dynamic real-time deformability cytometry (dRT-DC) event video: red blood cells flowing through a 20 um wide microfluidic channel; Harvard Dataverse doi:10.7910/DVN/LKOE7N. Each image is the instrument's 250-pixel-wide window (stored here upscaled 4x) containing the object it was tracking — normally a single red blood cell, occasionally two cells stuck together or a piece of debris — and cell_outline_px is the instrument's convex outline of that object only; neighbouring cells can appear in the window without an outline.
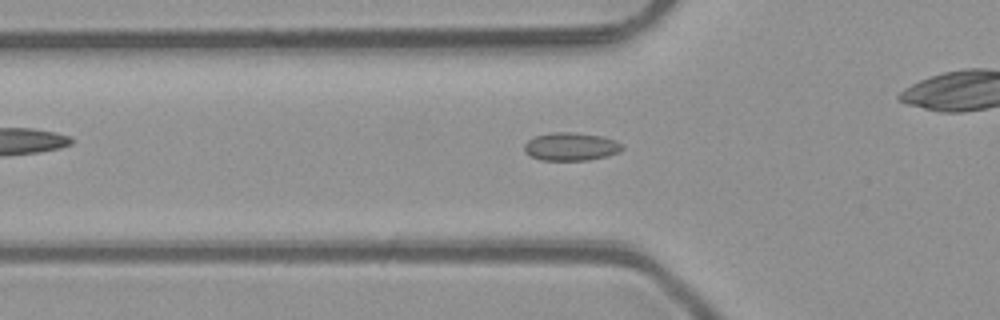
{"species": "common noctule bat (a hibernating species)", "species_latin": "Nyctalus noctula", "temperature_condition": "room temperature", "stored_images_in_passage": 40, "camera_frame_rate_fps": 3000, "um_per_image_px": 0.085, "animal": {"sex": "male", "body_mass_g": 23.1, "forearm_length_mm": 52.7}, "frame": {"image": 1, "passage_image": 15, "time_ms": 4.667, "image_size_px": [1000, 320], "cell_outline_px": [[624, 148], [620, 152], [608, 156], [588, 160], [540, 160], [524, 152], [524, 144], [528, 140], [536, 136], [552, 132], [572, 132], [600, 136], [616, 140], [624, 144]], "centroid_in_image_um": [48.56, 12.46], "position_along_channel_um": 77.2, "area_um2": 16.13}}
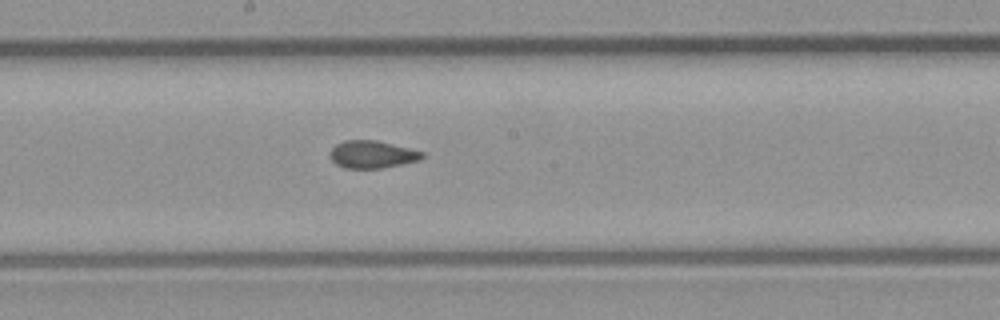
{"frame": {"image": 2, "passage_image": 25, "time_ms": 8.0, "image_size_px": [1000, 320], "cell_outline_px": [[424, 156], [420, 160], [384, 168], [344, 168], [336, 164], [332, 160], [332, 148], [336, 144], [344, 140], [376, 140], [424, 152]], "centroid_in_image_um": [31.65, 13.13], "position_along_channel_um": 216.5, "area_um2": 14.62}}
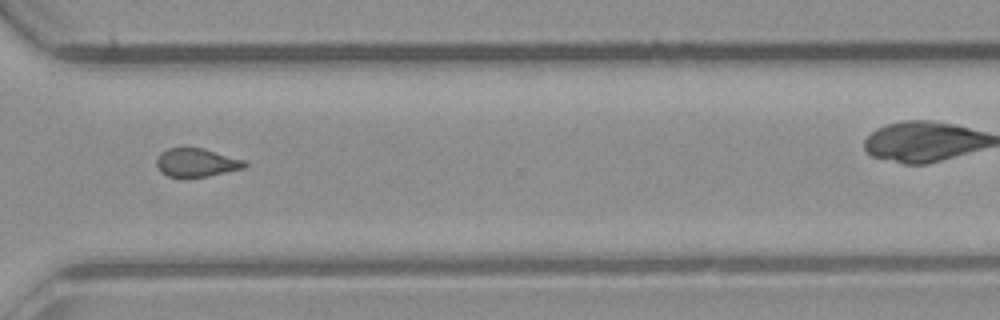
{"frame": {"image": 3, "passage_image": 35, "time_ms": 11.333, "image_size_px": [1000, 320], "cell_outline_px": [[248, 164], [244, 168], [208, 176], [168, 176], [160, 172], [156, 164], [156, 160], [168, 148], [204, 148], [244, 160]], "centroid_in_image_um": [16.72, 13.81], "position_along_channel_um": 353.9, "area_um2": 14.28}}